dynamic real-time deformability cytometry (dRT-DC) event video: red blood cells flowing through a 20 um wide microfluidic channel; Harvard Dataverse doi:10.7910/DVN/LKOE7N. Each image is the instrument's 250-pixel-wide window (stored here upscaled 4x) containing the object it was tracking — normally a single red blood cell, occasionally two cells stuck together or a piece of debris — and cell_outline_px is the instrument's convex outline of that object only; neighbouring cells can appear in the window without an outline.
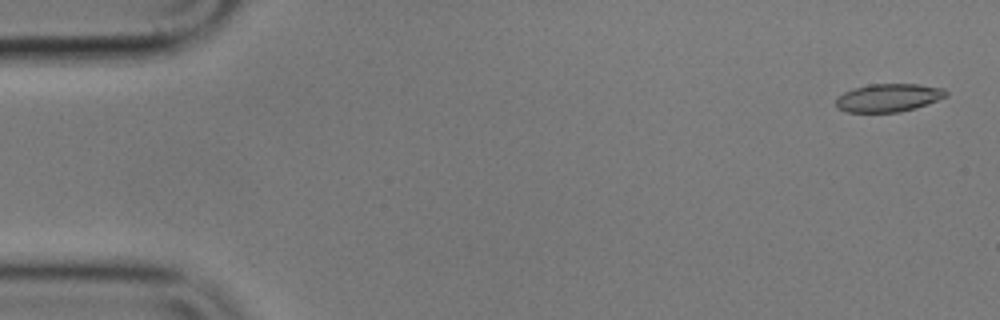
{"species": "common noctule bat (a hibernating species)", "species_latin": "Nyctalus noctula", "temperature_condition": "cold", "stored_images_in_passage": 56, "camera_frame_rate_fps": 3000, "um_per_image_px": 0.085, "animal": {"sex": "male", "body_mass_g": 17.9}, "frame": {"image": 1, "passage_image": 2, "time_ms": 0.333, "image_size_px": [1000, 320], "cell_outline_px": [[948, 96], [916, 108], [900, 112], [848, 112], [836, 108], [836, 96], [844, 92], [868, 84], [920, 84], [944, 88], [948, 92]], "centroid_in_image_um": [75.53, 8.31], "position_along_channel_um": 9.5, "area_um2": 18.15}}
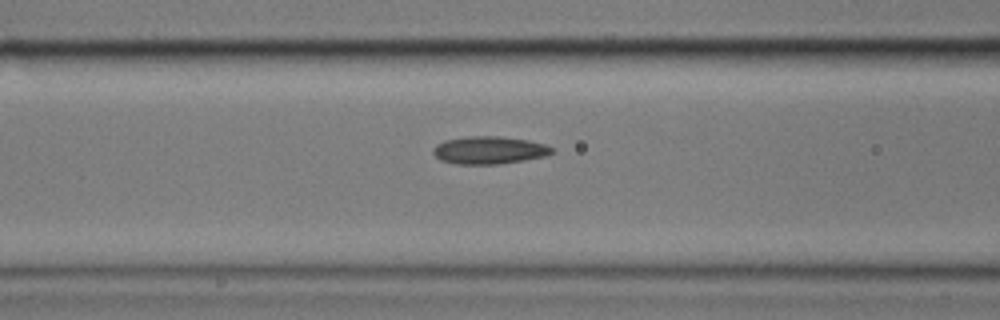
{"frame": {"image": 2, "passage_image": 22, "time_ms": 7.0, "image_size_px": [1000, 320], "cell_outline_px": [[556, 152], [544, 156], [524, 160], [500, 164], [456, 164], [440, 160], [432, 152], [432, 148], [436, 144], [444, 140], [468, 136], [500, 136], [528, 140], [544, 144], [552, 148]], "centroid_in_image_um": [41.56, 12.76], "position_along_channel_um": 125.0, "area_um2": 19.25}}
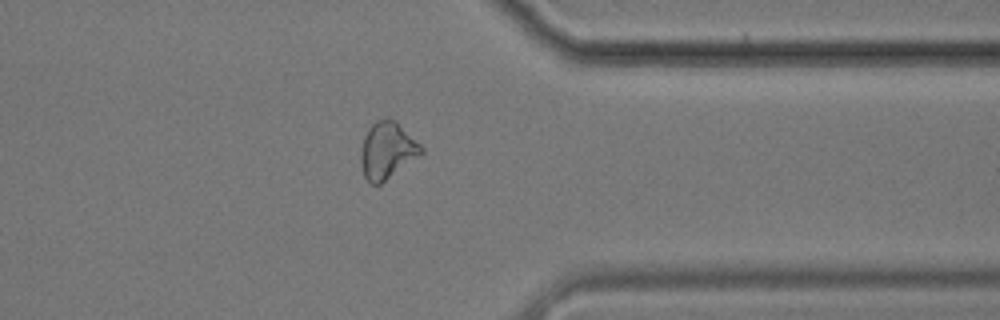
{"frame": {"image": 3, "passage_image": 44, "time_ms": 14.333, "image_size_px": [1000, 320], "cell_outline_px": [[424, 152], [420, 156], [380, 184], [372, 184], [364, 176], [360, 164], [360, 152], [364, 136], [368, 128], [376, 120], [384, 116], [388, 116], [396, 120], [424, 148]], "centroid_in_image_um": [32.91, 12.75], "position_along_channel_um": 378.5, "area_um2": 20.29}, "authors_computed_cell_mechanics": {"area_um2": 19.1318, "velocity_mm_per_s": 3.5585, "shape_relaxation_time_tau1_ms": null, "shape_relaxation_time_tau2_ms": 4.6573, "deformation_change_tau1": null, "deformation_change_tau2": 0.1205}}